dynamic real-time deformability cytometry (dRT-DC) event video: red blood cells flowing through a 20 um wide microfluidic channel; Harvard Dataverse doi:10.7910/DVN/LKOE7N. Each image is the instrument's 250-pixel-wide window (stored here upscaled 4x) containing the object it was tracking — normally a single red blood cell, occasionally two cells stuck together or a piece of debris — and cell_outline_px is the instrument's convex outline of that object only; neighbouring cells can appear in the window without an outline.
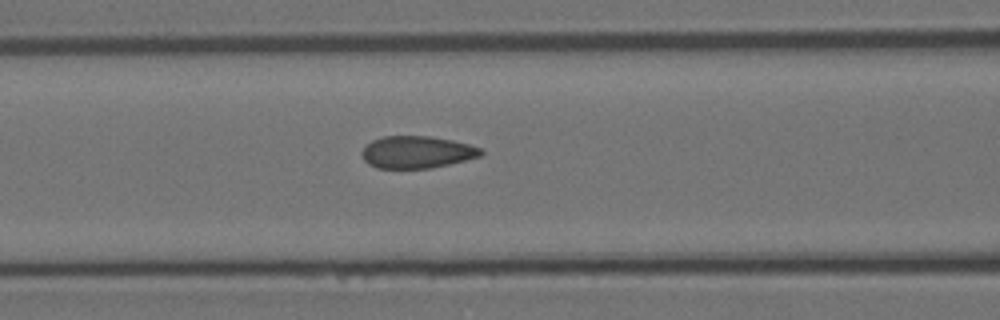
{"species": "Egyptian fruit bat (a non-hibernating species)", "species_latin": "Rousettus aegyptiacus", "temperature_condition": "room temperature", "stored_images_in_passage": 7, "segment_of_instrument_passage": [1, 2], "camera_frame_rate_fps": 3000, "um_per_image_px": 0.085, "animal": {"sex": "female"}, "frame": {"image": 1, "passage_image": 6, "time_ms": 1.667, "image_size_px": [1000, 320], "cell_outline_px": [[484, 152], [480, 156], [432, 168], [376, 168], [368, 164], [364, 160], [360, 152], [372, 140], [384, 136], [432, 136], [452, 140], [468, 144], [480, 148]], "centroid_in_image_um": [35.41, 12.93], "position_along_channel_um": 131.2, "area_um2": 22.25}}